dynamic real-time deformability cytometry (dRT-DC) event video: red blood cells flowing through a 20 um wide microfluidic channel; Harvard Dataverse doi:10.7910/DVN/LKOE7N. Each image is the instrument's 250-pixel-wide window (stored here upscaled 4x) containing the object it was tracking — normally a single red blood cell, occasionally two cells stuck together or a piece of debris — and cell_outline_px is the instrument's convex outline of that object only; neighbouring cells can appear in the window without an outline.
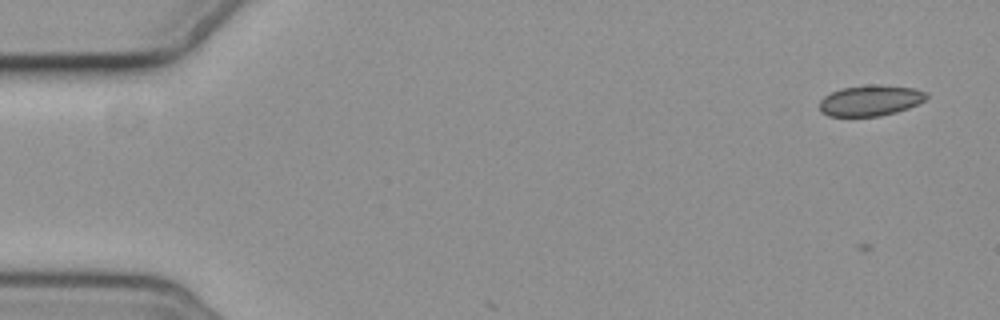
{"species": "common noctule bat (a hibernating species)", "species_latin": "Nyctalus noctula", "temperature_condition": "cold", "stored_images_in_passage": 5, "camera_frame_rate_fps": 3000, "um_per_image_px": 0.085, "animal": {"sex": "female", "body_mass_g": 19.3, "forearm_length_mm": 54.1}, "frame": {"image": 1, "passage_image": 1, "time_ms": 0.0, "image_size_px": [1000, 320], "cell_outline_px": [[928, 96], [924, 100], [908, 108], [896, 112], [880, 116], [828, 116], [820, 112], [820, 100], [824, 96], [840, 88], [872, 84], [880, 84], [916, 88], [928, 92]], "centroid_in_image_um": [73.99, 8.53], "position_along_channel_um": 11.0, "area_um2": 19.36}}